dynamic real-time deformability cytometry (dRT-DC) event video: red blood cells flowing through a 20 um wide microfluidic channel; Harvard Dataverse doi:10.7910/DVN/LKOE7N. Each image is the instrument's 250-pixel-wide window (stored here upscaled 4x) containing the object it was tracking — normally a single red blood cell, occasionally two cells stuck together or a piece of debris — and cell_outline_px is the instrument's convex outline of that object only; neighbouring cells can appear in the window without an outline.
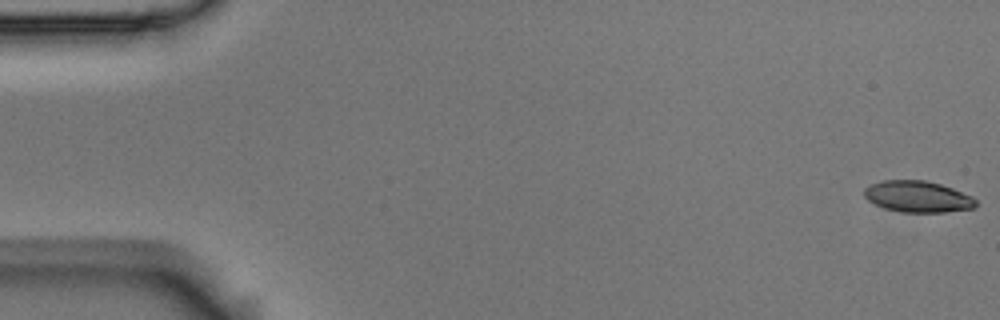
{"species": "Egyptian fruit bat (a non-hibernating species)", "species_latin": "Rousettus aegyptiacus", "temperature_condition": "room temperature", "stored_images_in_passage": 57, "camera_frame_rate_fps": 3000, "um_per_image_px": 0.085, "animal": {"sex": "male"}, "frame": {"image": 1, "passage_image": 1, "time_ms": 0.0, "image_size_px": [1000, 320], "cell_outline_px": [[976, 204], [972, 208], [944, 212], [900, 212], [884, 208], [868, 200], [864, 196], [864, 188], [872, 184], [884, 180], [924, 180], [940, 184], [952, 188], [972, 196], [976, 200]], "centroid_in_image_um": [77.99, 16.71], "position_along_channel_um": 7.0, "area_um2": 20.23}}
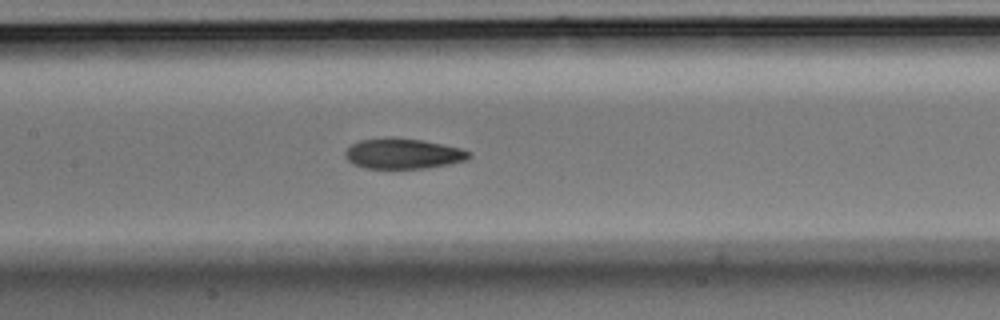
{"frame": {"image": 2, "passage_image": 27, "time_ms": 8.667, "image_size_px": [1000, 320], "cell_outline_px": [[472, 156], [468, 160], [452, 164], [428, 168], [364, 168], [352, 164], [344, 156], [344, 152], [352, 144], [360, 140], [384, 136], [392, 136], [420, 140], [460, 148], [472, 152]], "centroid_in_image_um": [34.26, 13.05], "position_along_channel_um": 173.1, "area_um2": 22.31}}
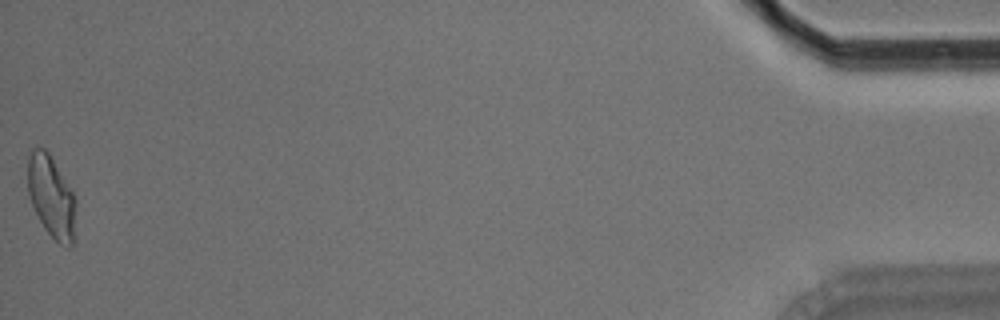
{"frame": {"image": 3, "passage_image": 57, "time_ms": 18.667, "image_size_px": [1000, 320], "cell_outline_px": [[76, 204], [72, 244], [68, 248], [60, 244], [44, 228], [32, 204], [28, 192], [28, 156], [32, 148], [44, 148], [48, 152], [72, 192], [76, 200]], "centroid_in_image_um": [4.35, 16.72], "position_along_channel_um": 430.8, "area_um2": 22.48}, "authors_computed_cell_mechanics": {"area_um2": 21.964, "velocity_mm_per_s": 3.5532, "shape_relaxation_time_tau1_ms": 4.1002, "shape_relaxation_time_tau2_ms": 2.5733, "deformation_change_tau1": 0.1791, "deformation_change_tau2": 0.094}}